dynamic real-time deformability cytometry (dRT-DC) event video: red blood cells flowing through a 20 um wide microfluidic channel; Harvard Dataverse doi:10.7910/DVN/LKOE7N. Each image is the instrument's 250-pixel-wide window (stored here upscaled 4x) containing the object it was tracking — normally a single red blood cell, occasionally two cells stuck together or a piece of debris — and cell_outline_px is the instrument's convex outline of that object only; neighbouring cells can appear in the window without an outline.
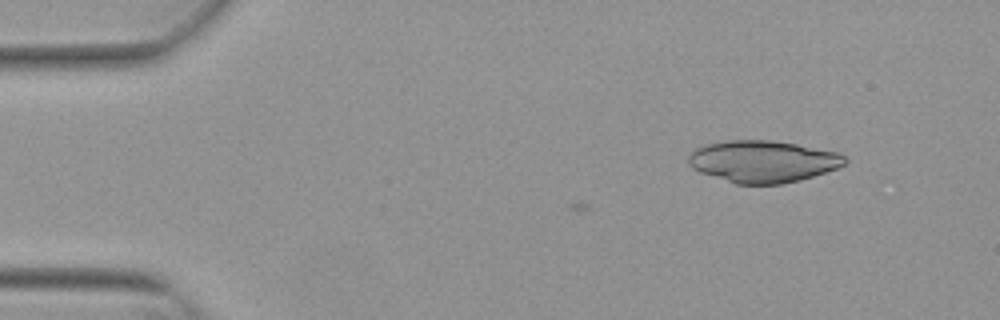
{"species": "Egyptian fruit bat (a non-hibernating species)", "species_latin": "Rousettus aegyptiacus", "temperature_condition": "warm", "stored_images_in_passage": 12, "camera_frame_rate_fps": 3000, "um_per_image_px": 0.085, "animal": {"sex": "female"}, "frame": {"image": 1, "passage_image": 12, "time_ms": 3.667, "image_size_px": [1000, 320], "cell_outline_px": [[848, 160], [844, 164], [836, 168], [800, 180], [780, 184], [736, 184], [700, 172], [692, 168], [688, 164], [688, 156], [696, 148], [704, 144], [724, 140], [772, 140], [796, 144], [840, 152]], "centroid_in_image_um": [64.82, 13.71], "position_along_channel_um": 20.2, "area_um2": 38.26}}